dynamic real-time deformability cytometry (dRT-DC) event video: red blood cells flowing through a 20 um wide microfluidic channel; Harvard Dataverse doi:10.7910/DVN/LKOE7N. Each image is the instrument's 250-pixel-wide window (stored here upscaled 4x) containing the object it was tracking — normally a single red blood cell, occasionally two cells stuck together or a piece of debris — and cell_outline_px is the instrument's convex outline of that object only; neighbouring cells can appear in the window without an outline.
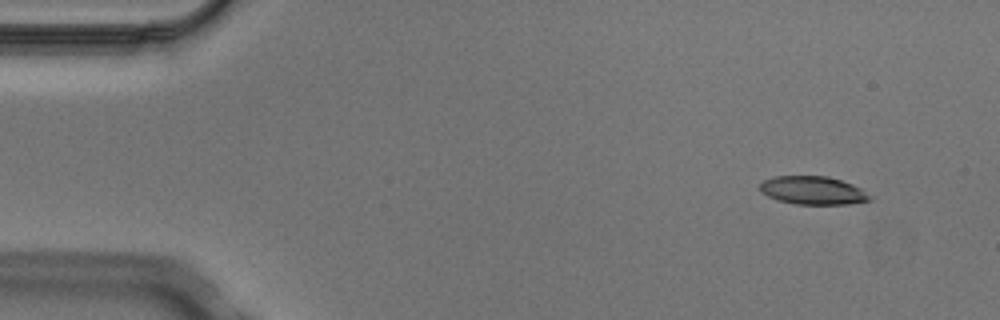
{"species": "Egyptian fruit bat (a non-hibernating species)", "species_latin": "Rousettus aegyptiacus", "temperature_condition": "cold", "stored_images_in_passage": 4, "camera_frame_rate_fps": 3000, "um_per_image_px": 0.085, "animal": {"sex": "male"}, "frame": {"image": 1, "passage_image": 1, "time_ms": 0.0, "image_size_px": [1000, 320], "cell_outline_px": [[872, 200], [848, 204], [796, 204], [776, 200], [760, 192], [760, 184], [764, 180], [772, 176], [828, 176], [852, 184], [860, 188], [872, 196]], "centroid_in_image_um": [69.08, 16.19], "position_along_channel_um": 15.9, "area_um2": 18.15}}
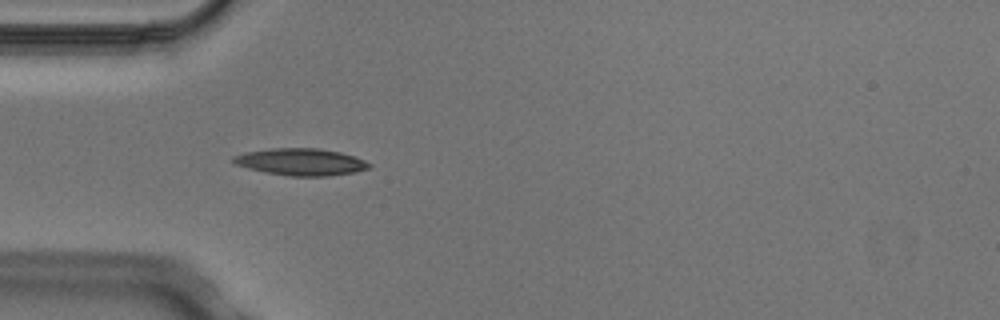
{"frame": {"image": 2, "passage_image": 4, "time_ms": 1.0, "image_size_px": [1000, 320], "cell_outline_px": [[372, 168], [356, 172], [328, 176], [292, 176], [264, 172], [248, 168], [236, 164], [232, 160], [232, 156], [244, 152], [268, 148], [320, 148], [340, 152], [356, 156], [372, 164]], "centroid_in_image_um": [25.61, 13.75], "position_along_channel_um": 59.4, "area_um2": 21.62}}